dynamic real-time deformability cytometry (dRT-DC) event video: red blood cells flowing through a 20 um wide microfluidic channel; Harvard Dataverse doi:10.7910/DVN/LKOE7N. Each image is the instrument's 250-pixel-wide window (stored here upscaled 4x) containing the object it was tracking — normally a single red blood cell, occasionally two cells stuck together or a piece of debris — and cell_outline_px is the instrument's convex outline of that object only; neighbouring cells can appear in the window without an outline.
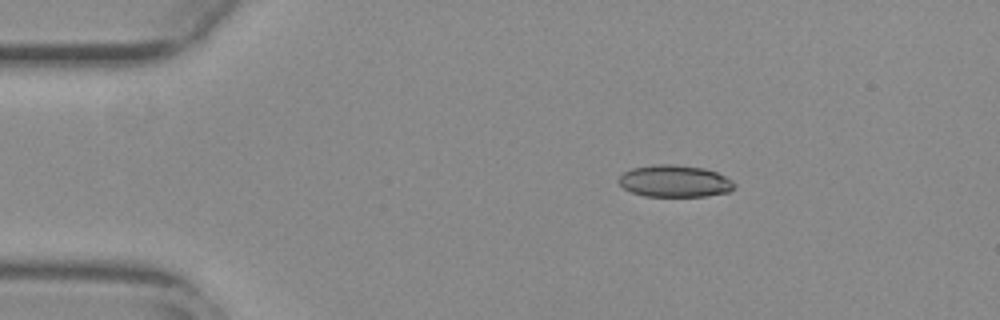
{"species": "common noctule bat (a hibernating species)", "species_latin": "Nyctalus noctula", "temperature_condition": "warm", "stored_images_in_passage": 46, "camera_frame_rate_fps": 3000, "um_per_image_px": 0.085, "animal": {"sex": "female", "body_mass_g": 29.2, "forearm_length_mm": 56.3}, "frame": {"image": 1, "passage_image": 1, "time_ms": 0.0, "image_size_px": [1000, 320], "cell_outline_px": [[736, 184], [728, 192], [704, 196], [644, 196], [632, 192], [624, 188], [616, 180], [624, 172], [632, 168], [652, 164], [672, 164], [704, 168], [716, 172], [732, 180]], "centroid_in_image_um": [57.32, 15.39], "position_along_channel_um": 27.7, "area_um2": 21.5}}
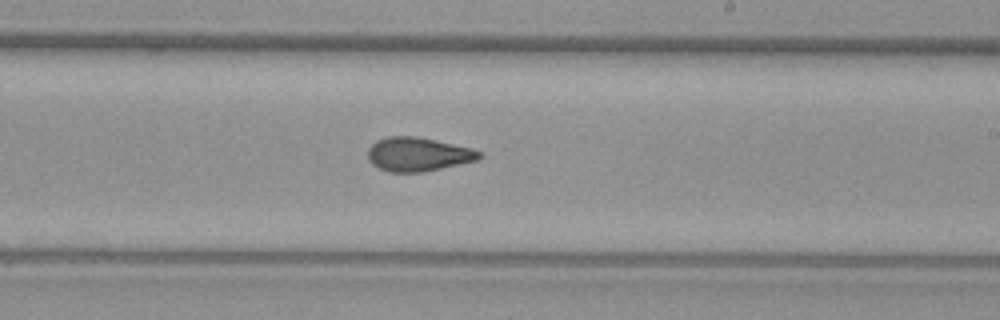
{"frame": {"image": 2, "passage_image": 24, "time_ms": 7.667, "image_size_px": [1000, 320], "cell_outline_px": [[484, 156], [480, 160], [420, 172], [388, 172], [372, 164], [368, 160], [368, 148], [376, 140], [388, 136], [416, 136], [472, 148], [480, 152]], "centroid_in_image_um": [35.53, 13.11], "position_along_channel_um": 253.5, "area_um2": 22.02}}
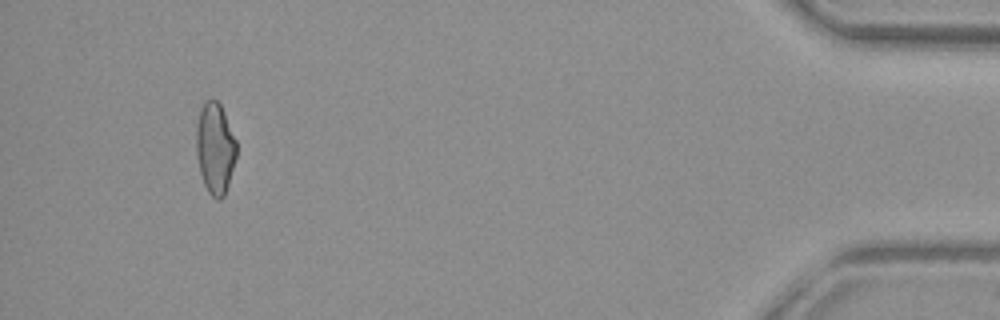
{"frame": {"image": 3, "passage_image": 43, "time_ms": 14.0, "image_size_px": [1000, 320], "cell_outline_px": [[236, 156], [228, 184], [224, 196], [220, 200], [216, 200], [208, 192], [204, 184], [200, 172], [196, 156], [196, 124], [200, 108], [204, 100], [216, 100], [220, 104], [224, 112], [236, 140]], "centroid_in_image_um": [18.26, 12.59], "position_along_channel_um": 416.9, "area_um2": 21.44}, "authors_computed_cell_mechanics": {"area_um2": 21.964, "velocity_mm_per_s": 3.7571, "shape_relaxation_time_tau1_ms": null, "shape_relaxation_time_tau2_ms": 2.0746, "deformation_change_tau1": null, "deformation_change_tau2": 0.0977}}